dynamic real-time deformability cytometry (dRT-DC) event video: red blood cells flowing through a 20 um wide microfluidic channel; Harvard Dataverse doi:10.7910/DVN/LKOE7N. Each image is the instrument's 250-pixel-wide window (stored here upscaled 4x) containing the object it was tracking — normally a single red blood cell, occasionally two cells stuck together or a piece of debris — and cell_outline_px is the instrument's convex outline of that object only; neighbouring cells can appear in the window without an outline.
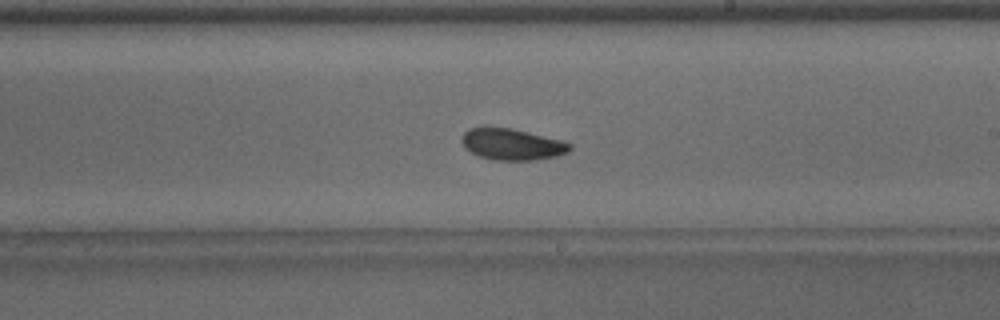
{"species": "common noctule bat (a hibernating species)", "species_latin": "Nyctalus noctula", "temperature_condition": "warm", "stored_images_in_passage": 39, "camera_frame_rate_fps": 3000, "um_per_image_px": 0.085, "animal": {"sex": "male", "body_mass_g": 15.6}, "frame": {"image": 1, "passage_image": 17, "time_ms": 5.333, "image_size_px": [1000, 320], "cell_outline_px": [[572, 148], [568, 152], [556, 156], [536, 160], [492, 160], [480, 156], [464, 148], [460, 140], [464, 132], [468, 128], [484, 124], [512, 128], [560, 140], [572, 144]], "centroid_in_image_um": [43.45, 12.23], "position_along_channel_um": 245.6, "area_um2": 20.29}, "authors_computed_cell_mechanics": {"area_um2": 19.7098, "velocity_mm_per_s": 4.0271, "shape_relaxation_time_tau1_ms": 1.9512, "shape_relaxation_time_tau2_ms": 6.3962, "deformation_change_tau1": 0.089, "deformation_change_tau2": 0.1246}}